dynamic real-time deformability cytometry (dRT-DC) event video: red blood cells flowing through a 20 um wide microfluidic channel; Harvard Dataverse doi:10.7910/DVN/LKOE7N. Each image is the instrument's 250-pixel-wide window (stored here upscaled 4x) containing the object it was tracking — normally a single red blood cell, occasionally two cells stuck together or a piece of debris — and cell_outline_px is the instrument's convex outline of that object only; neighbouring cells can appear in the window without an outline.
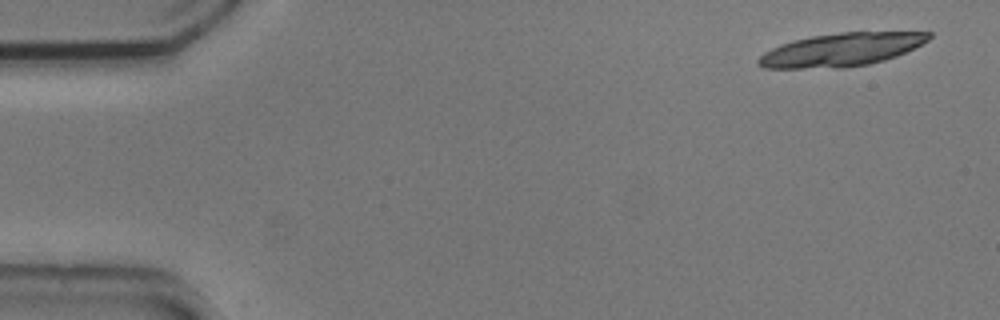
{"species": "common noctule bat (a hibernating species)", "species_latin": "Nyctalus noctula", "temperature_condition": "cold", "stored_images_in_passage": 13, "camera_frame_rate_fps": 3000, "um_per_image_px": 0.085, "animal": {"sex": "male", "body_mass_g": 20.5, "forearm_length_mm": 52.5}, "frame": {"image": 1, "passage_image": 3, "time_ms": 0.667, "image_size_px": [1000, 320], "cell_outline_px": [[932, 36], [928, 40], [896, 56], [884, 60], [868, 64], [844, 68], [764, 68], [756, 64], [756, 60], [764, 52], [780, 44], [792, 40], [812, 36], [840, 32], [932, 32]], "centroid_in_image_um": [71.46, 4.23], "position_along_channel_um": 13.5, "area_um2": 32.89}}